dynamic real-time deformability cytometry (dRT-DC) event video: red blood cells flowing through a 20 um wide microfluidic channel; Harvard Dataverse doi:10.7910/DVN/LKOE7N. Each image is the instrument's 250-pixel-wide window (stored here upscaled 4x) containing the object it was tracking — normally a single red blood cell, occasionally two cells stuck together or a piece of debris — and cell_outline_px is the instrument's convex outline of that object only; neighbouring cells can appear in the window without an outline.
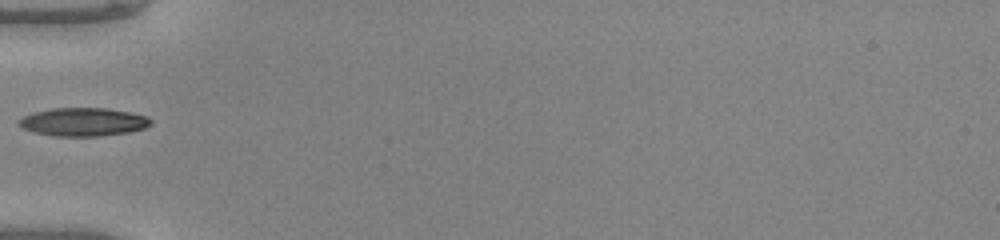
{"species": "common noctule bat (a hibernating species)", "species_latin": "Nyctalus noctula", "temperature_condition": "warm", "stored_images_in_passage": 32, "camera_frame_rate_fps": 3000, "um_per_image_px": 0.085, "animal": {"sex": "male", "body_mass_g": 20.0, "forearm_length_mm": 53.3}, "frame": {"image": 1, "passage_image": 1, "time_ms": 0.0, "image_size_px": [1000, 240], "cell_outline_px": [[152, 124], [144, 128], [128, 132], [100, 136], [56, 136], [36, 132], [24, 128], [20, 124], [20, 120], [24, 116], [32, 112], [52, 108], [108, 108], [128, 112], [144, 116], [152, 120]], "centroid_in_image_um": [7.1, 10.36], "position_along_channel_um": 77.9, "area_um2": 21.44}}